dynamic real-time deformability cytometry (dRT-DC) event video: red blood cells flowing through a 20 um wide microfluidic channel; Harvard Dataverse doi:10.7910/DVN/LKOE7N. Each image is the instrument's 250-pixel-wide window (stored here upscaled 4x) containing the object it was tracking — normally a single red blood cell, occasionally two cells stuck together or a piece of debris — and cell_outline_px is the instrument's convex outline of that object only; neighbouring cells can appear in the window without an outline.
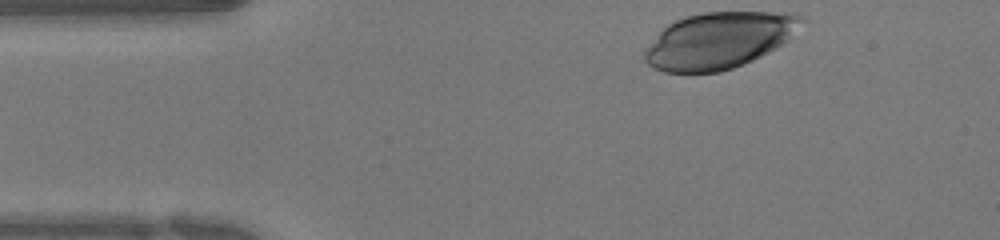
{"species": "human", "species_latin": "Homo sapiens", "temperature_condition": "warm", "stored_images_in_passage": 36, "camera_frame_rate_fps": 3000, "um_per_image_px": 0.085, "donor": {"sex": "female"}, "frame": {"image": 1, "passage_image": 1, "time_ms": 0.0, "image_size_px": [1000, 240], "cell_outline_px": [[808, 20], [788, 40], [776, 48], [744, 64], [720, 72], [664, 72], [648, 64], [644, 60], [644, 48], [668, 24], [684, 16], [704, 12], [796, 12], [804, 16]], "centroid_in_image_um": [61.17, 3.41], "position_along_channel_um": 23.8, "area_um2": 51.79}}
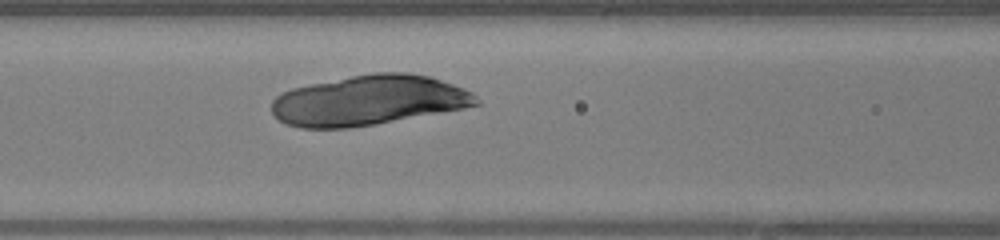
{"frame": {"image": 2, "passage_image": 14, "time_ms": 4.333, "image_size_px": [1000, 240], "cell_outline_px": [[480, 104], [464, 108], [376, 124], [348, 128], [300, 128], [284, 124], [272, 112], [272, 100], [276, 96], [292, 88], [352, 76], [376, 72], [408, 72], [428, 76], [464, 88], [472, 92], [480, 100]], "centroid_in_image_um": [31.35, 8.54], "position_along_channel_um": 135.3, "area_um2": 59.42}}
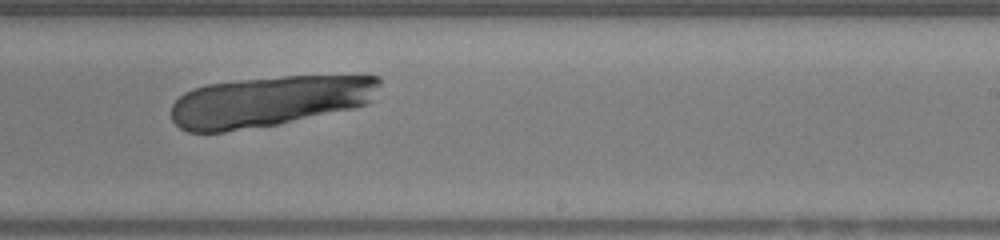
{"frame": {"image": 3, "passage_image": 24, "time_ms": 7.667, "image_size_px": [1000, 240], "cell_outline_px": [[380, 84], [368, 104], [352, 108], [276, 124], [224, 132], [188, 132], [180, 128], [172, 120], [172, 104], [184, 92], [192, 88], [208, 84], [240, 80], [284, 76], [380, 76]], "centroid_in_image_um": [22.84, 8.61], "position_along_channel_um": 266.2, "area_um2": 61.09}}